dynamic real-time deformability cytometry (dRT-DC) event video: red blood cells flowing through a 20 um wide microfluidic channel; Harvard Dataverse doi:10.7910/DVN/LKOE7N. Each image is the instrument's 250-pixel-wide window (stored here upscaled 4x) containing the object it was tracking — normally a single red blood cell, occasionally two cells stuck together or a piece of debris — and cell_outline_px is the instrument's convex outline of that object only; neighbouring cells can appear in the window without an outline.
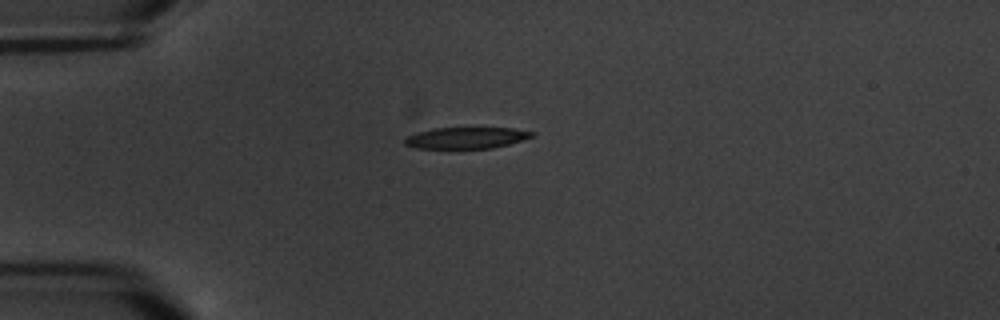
{"species": "common noctule bat (a hibernating species)", "species_latin": "Nyctalus noctula", "temperature_condition": "warm", "stored_images_in_passage": 2, "camera_frame_rate_fps": 3000, "um_per_image_px": 0.085, "animal": {"sex": "male", "body_mass_g": 20.1, "forearm_length_mm": 53.5}, "frame": {"image": 1, "passage_image": 1, "time_ms": 0.0, "image_size_px": [1000, 320], "cell_outline_px": [[536, 132], [532, 136], [524, 140], [492, 148], [416, 148], [404, 144], [404, 140], [408, 136], [416, 132], [432, 128], [512, 128]], "centroid_in_image_um": [39.63, 11.71], "position_along_channel_um": 45.4, "area_um2": 15.78}}